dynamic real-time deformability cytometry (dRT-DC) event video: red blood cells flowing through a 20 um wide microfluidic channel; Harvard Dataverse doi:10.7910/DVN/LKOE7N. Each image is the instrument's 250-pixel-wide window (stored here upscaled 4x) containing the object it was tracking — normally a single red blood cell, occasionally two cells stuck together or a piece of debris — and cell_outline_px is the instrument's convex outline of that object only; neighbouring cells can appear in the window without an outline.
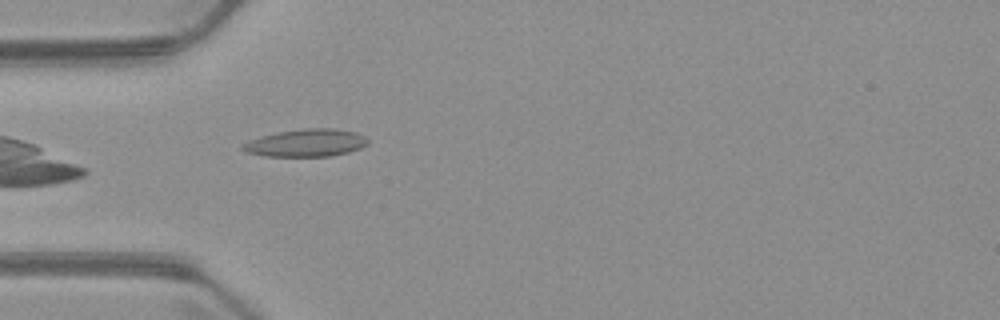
{"species": "common noctule bat (a hibernating species)", "species_latin": "Nyctalus noctula", "temperature_condition": "warm", "stored_images_in_passage": 4, "camera_frame_rate_fps": 3000, "um_per_image_px": 0.085, "animal": {"sex": "male", "body_mass_g": 23.1, "forearm_length_mm": 52.7}, "frame": {"image": 1, "passage_image": 4, "time_ms": 5.0, "image_size_px": [1000, 320], "cell_outline_px": [[368, 144], [360, 148], [348, 152], [332, 156], [264, 156], [248, 152], [240, 148], [240, 144], [276, 132], [304, 128], [332, 128], [356, 132], [364, 136], [368, 140]], "centroid_in_image_um": [26.04, 12.14], "position_along_channel_um": 59.0, "area_um2": 20.0}}